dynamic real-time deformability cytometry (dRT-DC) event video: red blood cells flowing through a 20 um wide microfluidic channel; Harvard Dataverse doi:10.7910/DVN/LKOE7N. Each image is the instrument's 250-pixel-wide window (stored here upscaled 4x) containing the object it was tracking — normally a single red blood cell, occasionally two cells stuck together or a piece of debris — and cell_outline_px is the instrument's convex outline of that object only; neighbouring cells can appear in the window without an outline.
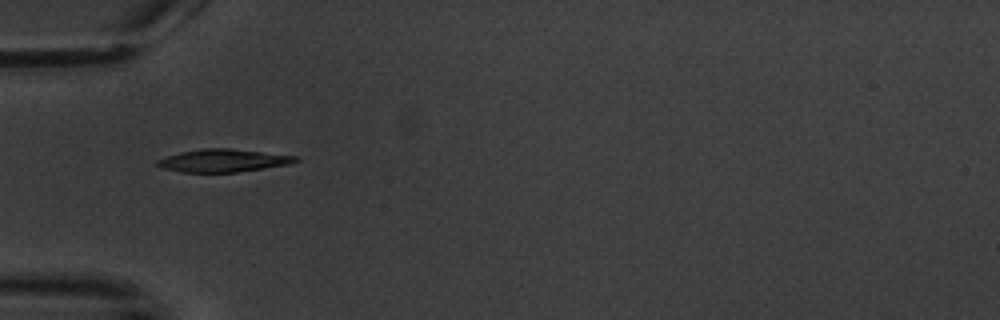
{"species": "common noctule bat (a hibernating species)", "species_latin": "Nyctalus noctula", "temperature_condition": "warm", "stored_images_in_passage": 2, "camera_frame_rate_fps": 3000, "um_per_image_px": 0.085, "animal": {"sex": "male", "body_mass_g": 20.1, "forearm_length_mm": 53.5}, "frame": {"image": 1, "passage_image": 1, "time_ms": 0.0, "image_size_px": [1000, 320], "cell_outline_px": [[300, 160], [288, 164], [236, 172], [184, 172], [160, 168], [156, 164], [156, 160], [180, 152], [204, 148], [232, 148], [296, 156]], "centroid_in_image_um": [18.93, 13.64], "position_along_channel_um": 66.1, "area_um2": 18.21}}
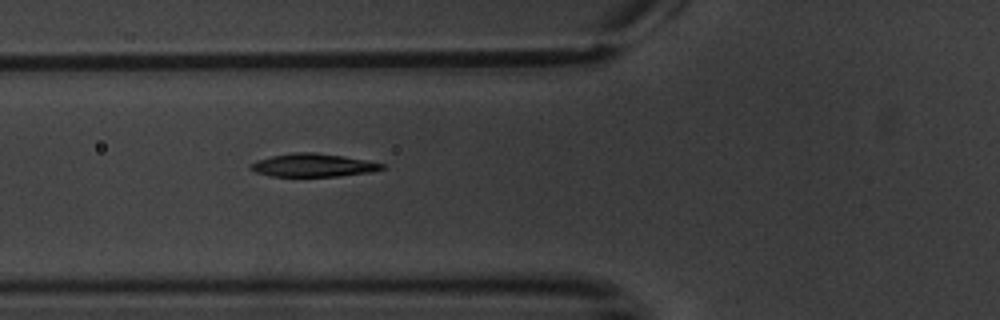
{"frame": {"image": 2, "passage_image": 2, "time_ms": 1.0, "image_size_px": [1000, 320], "cell_outline_px": [[384, 168], [372, 172], [340, 176], [272, 176], [256, 172], [248, 168], [248, 164], [256, 160], [272, 156], [292, 152], [312, 152], [340, 156], [364, 160], [384, 164]], "centroid_in_image_um": [26.55, 14.05], "position_along_channel_um": 99.2, "area_um2": 17.57}}